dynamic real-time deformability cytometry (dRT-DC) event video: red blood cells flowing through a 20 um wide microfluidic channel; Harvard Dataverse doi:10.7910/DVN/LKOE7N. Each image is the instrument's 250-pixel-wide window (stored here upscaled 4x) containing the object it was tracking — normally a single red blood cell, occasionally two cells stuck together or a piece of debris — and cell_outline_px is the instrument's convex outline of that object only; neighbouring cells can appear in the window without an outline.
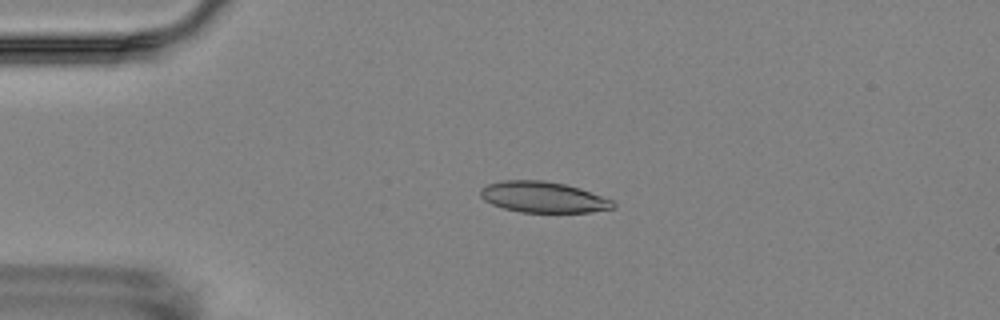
{"species": "Egyptian fruit bat (a non-hibernating species)", "species_latin": "Rousettus aegyptiacus", "temperature_condition": "room temperature", "stored_images_in_passage": 5, "camera_frame_rate_fps": 3000, "um_per_image_px": 0.085, "animal": {"sex": "female"}, "frame": {"image": 1, "passage_image": 4, "time_ms": 3.333, "image_size_px": [1000, 320], "cell_outline_px": [[616, 208], [588, 212], [520, 212], [504, 208], [492, 204], [484, 200], [480, 196], [480, 188], [488, 184], [500, 180], [544, 180], [564, 184], [580, 188], [612, 200], [616, 204]], "centroid_in_image_um": [46.16, 16.75], "position_along_channel_um": 38.8, "area_um2": 23.93}}